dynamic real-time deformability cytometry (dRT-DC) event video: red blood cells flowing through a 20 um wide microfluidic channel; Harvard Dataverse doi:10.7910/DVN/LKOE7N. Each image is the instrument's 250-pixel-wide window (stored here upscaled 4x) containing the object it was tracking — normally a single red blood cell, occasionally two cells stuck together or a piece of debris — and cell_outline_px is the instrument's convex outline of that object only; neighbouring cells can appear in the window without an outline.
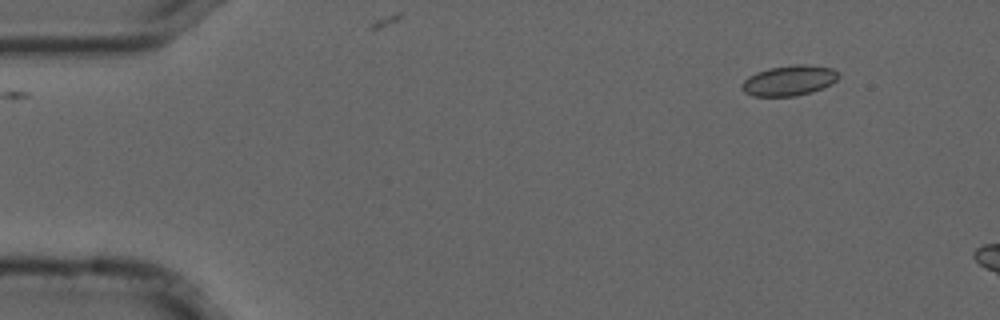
{"species": "common noctule bat (a hibernating species)", "species_latin": "Nyctalus noctula", "temperature_condition": "cold", "stored_images_in_passage": 4, "camera_frame_rate_fps": 3000, "um_per_image_px": 0.085, "animal": {"sex": "male", "forearm_length_mm": 52.5}, "frame": {"image": 1, "passage_image": 1, "time_ms": 0.0, "image_size_px": [1000, 320], "cell_outline_px": [[840, 76], [832, 84], [812, 92], [796, 96], [752, 96], [744, 92], [740, 88], [740, 84], [748, 76], [756, 72], [768, 68], [796, 64], [804, 64], [832, 68]], "centroid_in_image_um": [67.04, 6.85], "position_along_channel_um": 18.0, "area_um2": 17.22}}